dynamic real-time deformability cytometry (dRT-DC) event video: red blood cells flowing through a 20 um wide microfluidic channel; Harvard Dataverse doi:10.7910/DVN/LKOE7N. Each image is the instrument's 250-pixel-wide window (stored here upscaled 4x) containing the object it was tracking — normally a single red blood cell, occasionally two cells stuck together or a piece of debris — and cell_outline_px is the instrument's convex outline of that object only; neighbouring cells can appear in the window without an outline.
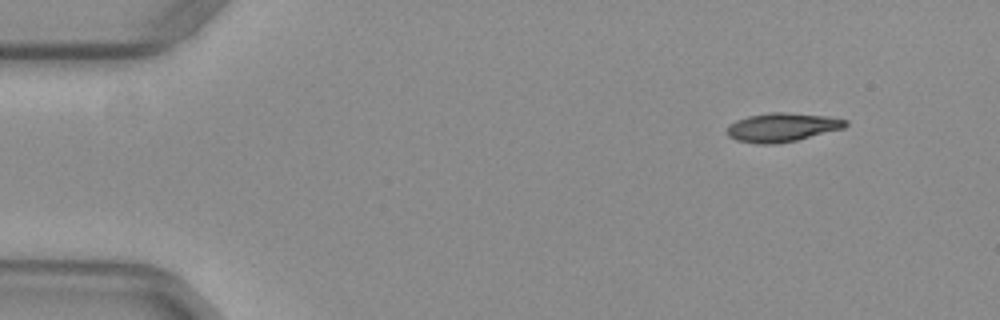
{"species": "common noctule bat (a hibernating species)", "species_latin": "Nyctalus noctula", "temperature_condition": "warm", "stored_images_in_passage": 48, "camera_frame_rate_fps": 3000, "um_per_image_px": 0.085, "animal": {"sex": "female", "body_mass_g": 29.2, "forearm_length_mm": 56.3}, "frame": {"image": 1, "passage_image": 1, "time_ms": 0.0, "image_size_px": [1000, 320], "cell_outline_px": [[848, 124], [844, 128], [796, 140], [776, 144], [756, 144], [736, 140], [728, 136], [728, 124], [736, 120], [748, 116], [768, 112], [784, 112], [828, 116], [848, 120]], "centroid_in_image_um": [66.47, 10.82], "position_along_channel_um": 18.5, "area_um2": 19.94}}
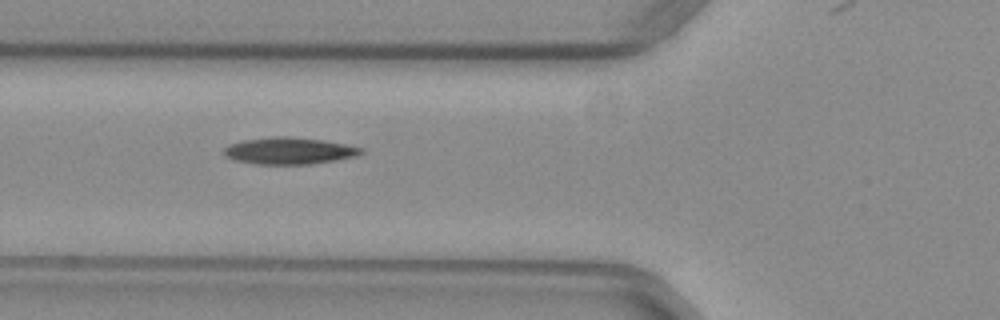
{"frame": {"image": 2, "passage_image": 15, "time_ms": 4.667, "image_size_px": [1000, 320], "cell_outline_px": [[364, 152], [356, 156], [336, 160], [312, 164], [256, 164], [236, 160], [224, 156], [224, 148], [228, 144], [244, 140], [276, 136], [284, 136], [324, 140], [364, 148]], "centroid_in_image_um": [24.59, 12.82], "position_along_channel_um": 101.2, "area_um2": 21.39}}
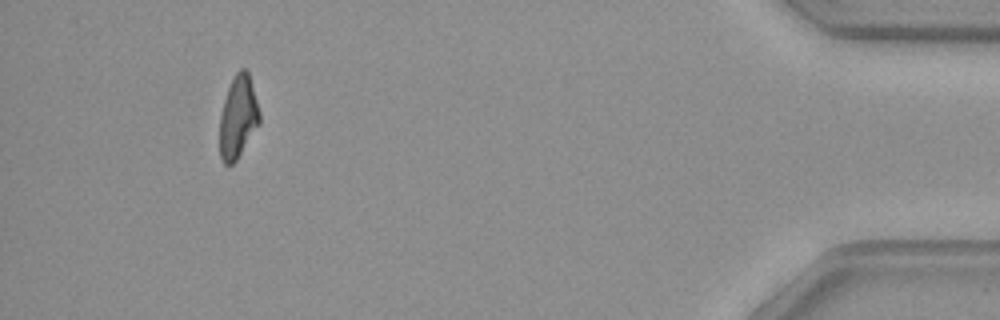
{"frame": {"image": 3, "passage_image": 44, "time_ms": 14.333, "image_size_px": [1000, 320], "cell_outline_px": [[260, 124], [236, 160], [232, 164], [224, 164], [220, 156], [220, 116], [224, 100], [228, 88], [236, 72], [240, 68], [248, 68], [260, 112]], "centroid_in_image_um": [20.25, 9.92], "position_along_channel_um": 414.9, "area_um2": 19.19}, "authors_computed_cell_mechanics": {"area_um2": 20.1433, "velocity_mm_per_s": 3.9546, "shape_relaxation_time_tau1_ms": 4.6918, "shape_relaxation_time_tau2_ms": 5.8749, "deformation_change_tau1": 0.1791, "deformation_change_tau2": 0.1576}}